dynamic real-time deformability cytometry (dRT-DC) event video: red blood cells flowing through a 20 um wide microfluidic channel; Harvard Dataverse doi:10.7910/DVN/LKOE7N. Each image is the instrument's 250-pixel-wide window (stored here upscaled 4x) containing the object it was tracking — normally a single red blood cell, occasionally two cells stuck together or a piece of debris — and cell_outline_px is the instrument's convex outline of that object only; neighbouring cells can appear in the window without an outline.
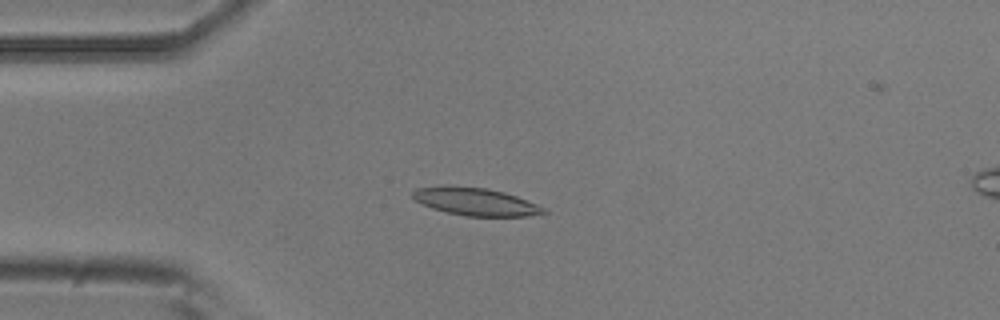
{"species": "common noctule bat (a hibernating species)", "species_latin": "Nyctalus noctula", "temperature_condition": "room temperature", "stored_images_in_passage": 7, "camera_frame_rate_fps": 3000, "um_per_image_px": 0.085, "animal": {"sex": "male", "body_mass_g": 20.5, "forearm_length_mm": 52.5}, "frame": {"image": 1, "passage_image": 3, "time_ms": 0.667, "image_size_px": [1000, 320], "cell_outline_px": [[548, 212], [528, 216], [468, 216], [448, 212], [432, 208], [416, 200], [412, 196], [412, 192], [416, 188], [488, 188], [504, 192], [516, 196], [536, 204], [544, 208]], "centroid_in_image_um": [40.5, 17.18], "position_along_channel_um": 44.5, "area_um2": 20.11}}
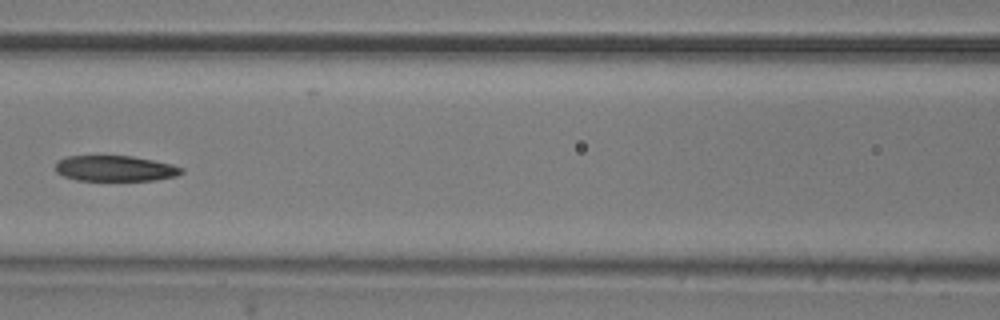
{"frame": {"image": 2, "passage_image": 6, "time_ms": 1.667, "image_size_px": [1000, 320], "cell_outline_px": [[184, 172], [176, 176], [156, 180], [76, 180], [64, 176], [56, 172], [56, 164], [60, 160], [68, 156], [132, 156], [172, 164], [184, 168]], "centroid_in_image_um": [9.82, 14.32], "position_along_channel_um": 156.8, "area_um2": 18.73}}
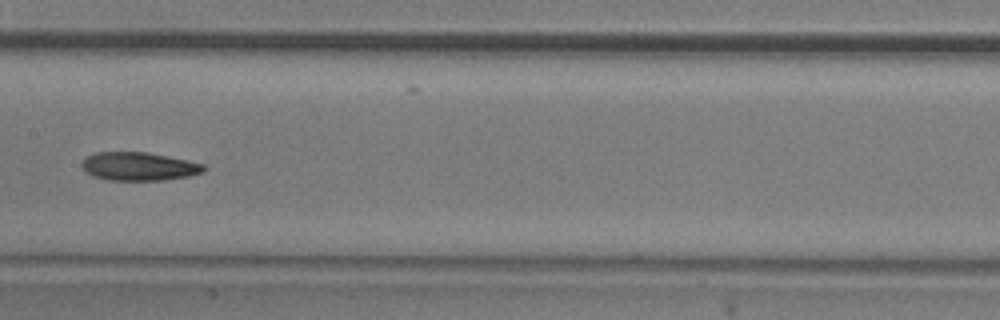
{"frame": {"image": 3, "passage_image": 7, "time_ms": 2.0, "image_size_px": [1000, 320], "cell_outline_px": [[208, 168], [204, 172], [188, 176], [164, 180], [108, 180], [92, 176], [80, 164], [88, 156], [96, 152], [148, 152], [188, 160], [204, 164]], "centroid_in_image_um": [11.85, 14.14], "position_along_channel_um": 195.5, "area_um2": 20.17}}